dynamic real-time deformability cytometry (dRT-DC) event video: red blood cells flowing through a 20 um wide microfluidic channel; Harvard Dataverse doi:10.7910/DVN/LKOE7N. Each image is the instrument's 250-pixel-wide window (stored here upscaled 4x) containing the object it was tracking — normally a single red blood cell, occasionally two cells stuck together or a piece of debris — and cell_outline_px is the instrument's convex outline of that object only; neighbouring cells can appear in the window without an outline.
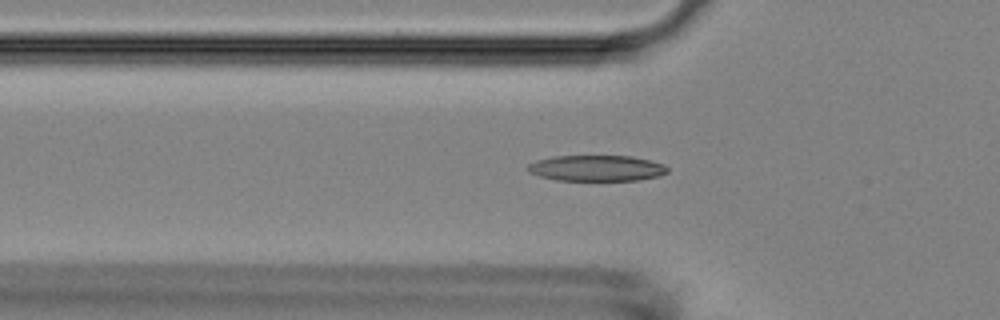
{"species": "Egyptian fruit bat (a non-hibernating species)", "species_latin": "Rousettus aegyptiacus", "temperature_condition": "room temperature", "stored_images_in_passage": 38, "camera_frame_rate_fps": 3000, "um_per_image_px": 0.085, "animal": {"sex": "female"}, "frame": {"image": 1, "passage_image": 3, "time_ms": 0.667, "image_size_px": [1000, 320], "cell_outline_px": [[668, 172], [660, 176], [640, 180], [556, 180], [540, 176], [528, 172], [524, 168], [528, 164], [536, 160], [552, 156], [632, 156], [652, 160], [664, 164], [668, 168]], "centroid_in_image_um": [50.71, 14.29], "position_along_channel_um": 75.1, "area_um2": 21.33}}
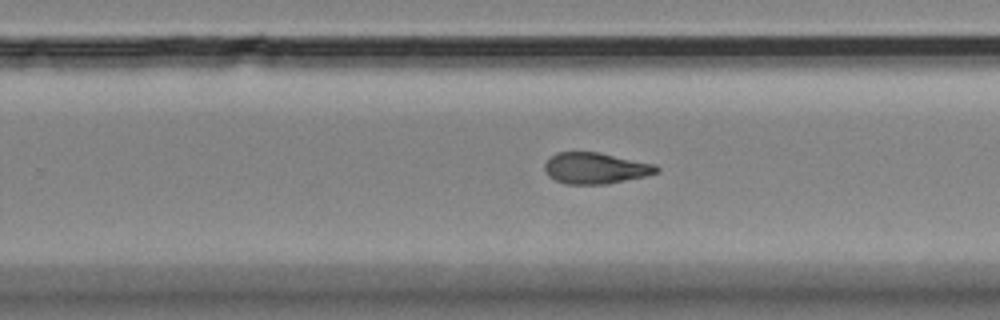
{"frame": {"image": 2, "passage_image": 19, "time_ms": 6.0, "image_size_px": [1000, 320], "cell_outline_px": [[660, 172], [648, 176], [608, 184], [568, 184], [556, 180], [548, 176], [544, 168], [544, 164], [556, 152], [600, 152], [656, 164], [660, 168]], "centroid_in_image_um": [50.68, 14.3], "position_along_channel_um": 279.1, "area_um2": 20.58}}
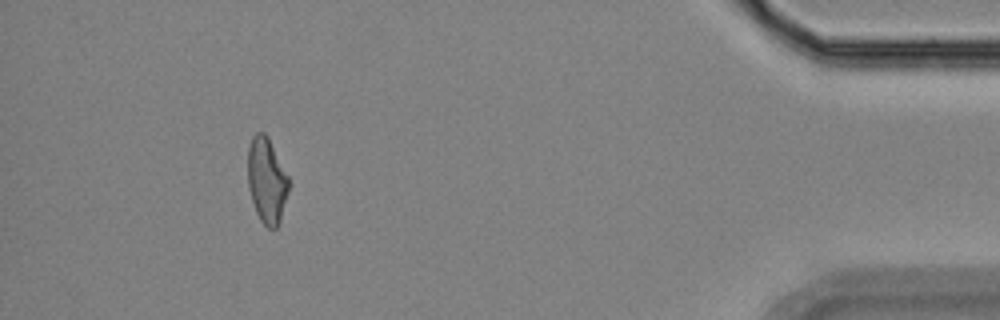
{"frame": {"image": 3, "passage_image": 34, "time_ms": 11.0, "image_size_px": [1000, 320], "cell_outline_px": [[288, 192], [280, 220], [276, 228], [268, 228], [260, 220], [256, 212], [248, 188], [248, 148], [252, 136], [256, 132], [264, 132], [268, 136], [288, 176]], "centroid_in_image_um": [22.66, 15.32], "position_along_channel_um": 412.5, "area_um2": 20.29}, "authors_computed_cell_mechanics": {"area_um2": 20.8369, "velocity_mm_per_s": 3.8181, "shape_relaxation_time_tau1_ms": 6.7077, "shape_relaxation_time_tau2_ms": 4.4806, "deformation_change_tau1": 0.2023, "deformation_change_tau2": 0.1333}}